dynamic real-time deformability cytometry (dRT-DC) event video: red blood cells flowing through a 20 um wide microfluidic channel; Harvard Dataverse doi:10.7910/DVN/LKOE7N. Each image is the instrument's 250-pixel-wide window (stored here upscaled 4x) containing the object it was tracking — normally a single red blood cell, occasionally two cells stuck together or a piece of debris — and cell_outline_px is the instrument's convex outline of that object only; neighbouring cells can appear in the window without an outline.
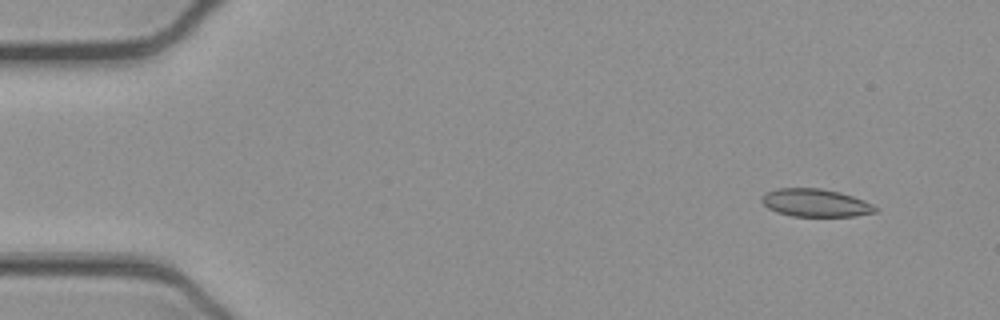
{"species": "common noctule bat (a hibernating species)", "species_latin": "Nyctalus noctula", "temperature_condition": "cold", "stored_images_in_passage": 49, "camera_frame_rate_fps": 3000, "um_per_image_px": 0.085, "animal": {"sex": "female", "body_mass_g": 21.9}, "frame": {"image": 1, "passage_image": 1, "time_ms": 0.0, "image_size_px": [1000, 320], "cell_outline_px": [[876, 212], [856, 216], [792, 216], [776, 212], [768, 208], [760, 200], [760, 196], [764, 192], [776, 188], [820, 188], [840, 192], [864, 200], [872, 204], [876, 208]], "centroid_in_image_um": [69.26, 17.23], "position_along_channel_um": 15.7, "area_um2": 18.55}}
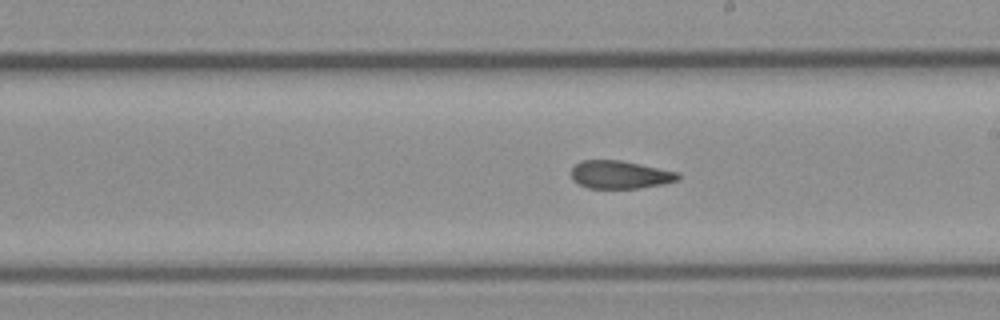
{"frame": {"image": 2, "passage_image": 26, "time_ms": 8.333, "image_size_px": [1000, 320], "cell_outline_px": [[680, 180], [664, 184], [640, 188], [588, 188], [572, 180], [572, 168], [580, 160], [620, 160], [680, 172]], "centroid_in_image_um": [52.74, 14.85], "position_along_channel_um": 236.3, "area_um2": 17.51}}
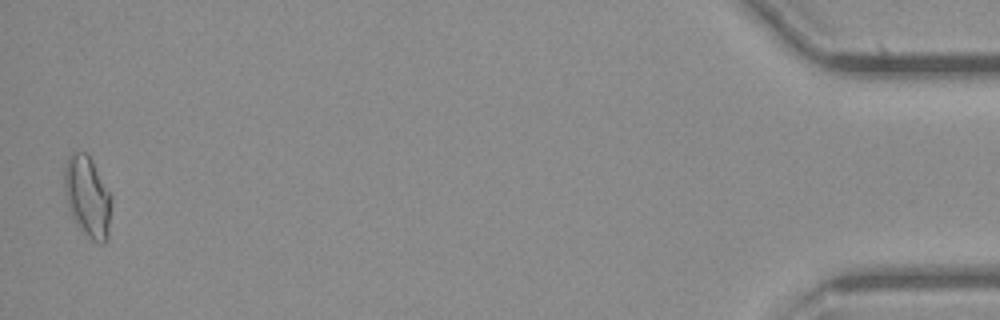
{"frame": {"image": 3, "passage_image": 48, "time_ms": 15.667, "image_size_px": [1000, 320], "cell_outline_px": [[112, 204], [108, 236], [104, 244], [100, 244], [92, 240], [76, 224], [72, 216], [64, 192], [64, 168], [68, 156], [72, 152], [88, 152], [112, 196]], "centroid_in_image_um": [7.45, 16.7], "position_along_channel_um": 427.7, "area_um2": 22.43}, "authors_computed_cell_mechanics": {"area_um2": 18.6116, "velocity_mm_per_s": 3.9144, "shape_relaxation_time_tau1_ms": null, "shape_relaxation_time_tau2_ms": 1.8572, "deformation_change_tau1": null, "deformation_change_tau2": 0.0831}}